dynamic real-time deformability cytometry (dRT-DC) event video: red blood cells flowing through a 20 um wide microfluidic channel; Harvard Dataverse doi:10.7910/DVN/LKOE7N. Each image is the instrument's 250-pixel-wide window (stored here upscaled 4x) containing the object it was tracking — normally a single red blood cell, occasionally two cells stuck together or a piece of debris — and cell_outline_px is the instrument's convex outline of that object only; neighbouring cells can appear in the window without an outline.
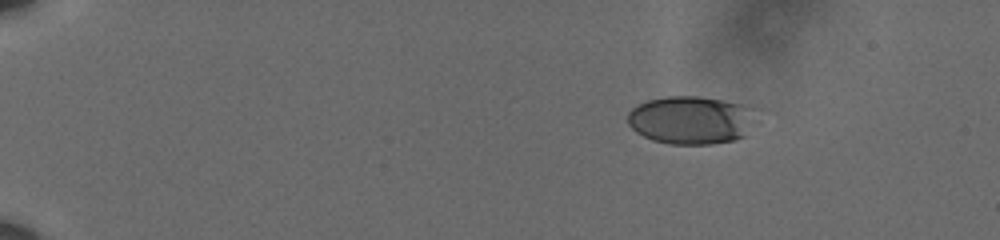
{"species": "human", "species_latin": "Homo sapiens", "temperature_condition": "cold", "stored_images_in_passage": 11, "camera_frame_rate_fps": 3000, "um_per_image_px": 0.085, "donor": {"sex": "male"}, "frame": {"image": 1, "passage_image": 1, "time_ms": 0.0, "image_size_px": [1000, 240], "cell_outline_px": [[760, 108], [744, 136], [736, 140], [712, 144], [672, 144], [652, 140], [636, 132], [628, 124], [628, 112], [632, 108], [648, 100], [664, 96], [696, 96], [724, 100], [744, 104]], "centroid_in_image_um": [58.78, 10.19], "position_along_channel_um": 26.2, "area_um2": 36.41}}
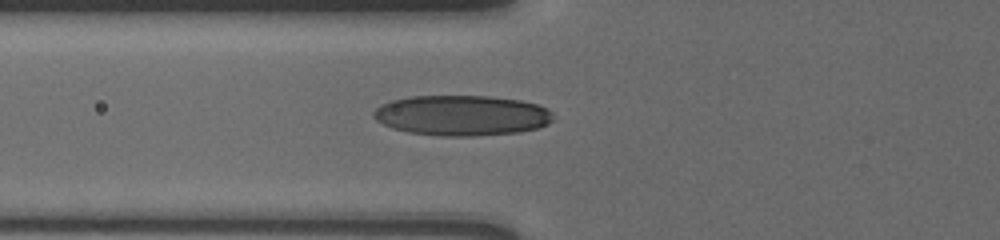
{"frame": {"image": 2, "passage_image": 7, "time_ms": 2.0, "image_size_px": [1000, 240], "cell_outline_px": [[552, 120], [548, 124], [536, 128], [520, 132], [472, 136], [440, 136], [408, 132], [392, 128], [376, 120], [372, 116], [372, 112], [376, 108], [392, 100], [412, 96], [488, 96], [520, 100], [536, 104], [548, 108], [552, 112]], "centroid_in_image_um": [39.25, 9.81], "position_along_channel_um": 86.5, "area_um2": 42.25}}
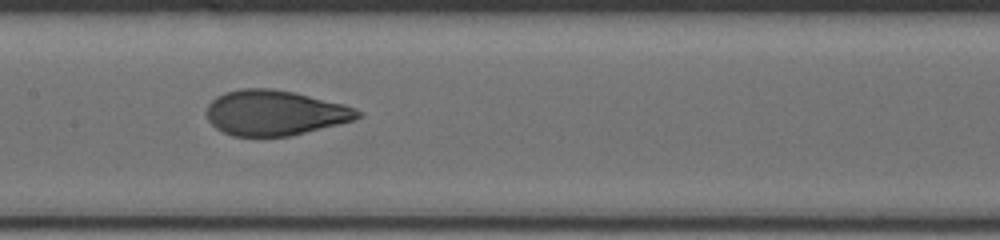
{"frame": {"image": 3, "passage_image": 10, "time_ms": 3.0, "image_size_px": [1000, 240], "cell_outline_px": [[364, 112], [360, 116], [352, 120], [288, 136], [232, 136], [216, 128], [208, 120], [208, 104], [216, 96], [224, 92], [240, 88], [272, 88], [296, 92], [344, 104], [356, 108]], "centroid_in_image_um": [23.35, 9.57], "position_along_channel_um": 184.0, "area_um2": 39.65}}